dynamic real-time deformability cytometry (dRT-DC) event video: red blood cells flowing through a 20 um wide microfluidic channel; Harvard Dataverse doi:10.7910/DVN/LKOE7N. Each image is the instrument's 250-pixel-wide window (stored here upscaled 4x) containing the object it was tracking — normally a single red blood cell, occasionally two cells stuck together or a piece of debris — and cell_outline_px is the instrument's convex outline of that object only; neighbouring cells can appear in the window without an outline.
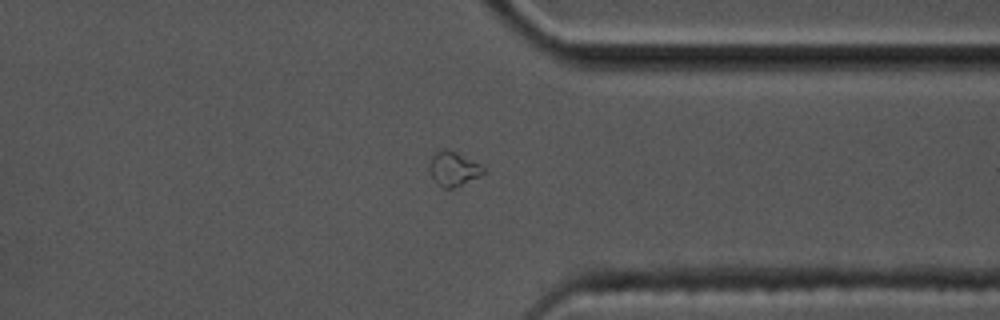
{"species": "common noctule bat (a hibernating species)", "species_latin": "Nyctalus noctula", "temperature_condition": "cold", "stored_images_in_passage": 57, "camera_frame_rate_fps": 3000, "um_per_image_px": 0.085, "animal": {"sex": "male", "body_mass_g": 17.5, "forearm_length_mm": 52.3}, "frame": {"image": 1, "passage_image": 44, "time_ms": 14.333, "image_size_px": [1000, 320], "cell_outline_px": [[488, 172], [480, 176], [452, 188], [444, 188], [436, 184], [432, 180], [432, 152], [444, 148], [456, 152], [480, 164]], "centroid_in_image_um": [38.57, 14.34], "position_along_channel_um": 372.8, "area_um2": 10.64}}
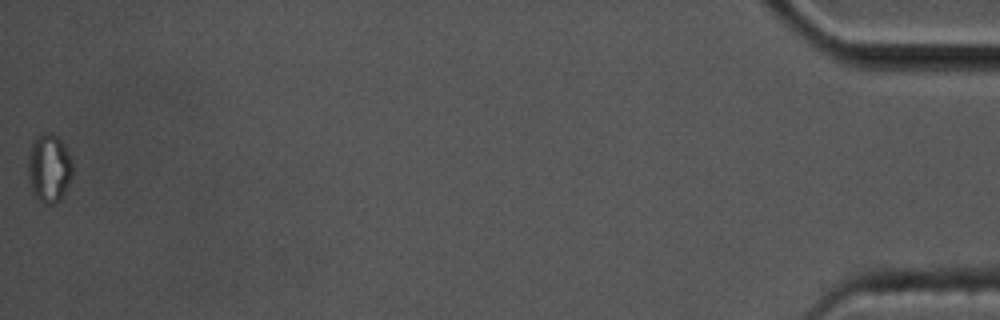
{"frame": {"image": 2, "passage_image": 57, "time_ms": 18.667, "image_size_px": [1000, 320], "cell_outline_px": [[72, 176], [60, 200], [52, 204], [44, 204], [32, 192], [28, 176], [28, 156], [32, 140], [40, 132], [52, 132], [64, 144], [68, 152], [72, 164]], "centroid_in_image_um": [4.15, 14.26], "position_along_channel_um": 431.0, "area_um2": 17.86}}